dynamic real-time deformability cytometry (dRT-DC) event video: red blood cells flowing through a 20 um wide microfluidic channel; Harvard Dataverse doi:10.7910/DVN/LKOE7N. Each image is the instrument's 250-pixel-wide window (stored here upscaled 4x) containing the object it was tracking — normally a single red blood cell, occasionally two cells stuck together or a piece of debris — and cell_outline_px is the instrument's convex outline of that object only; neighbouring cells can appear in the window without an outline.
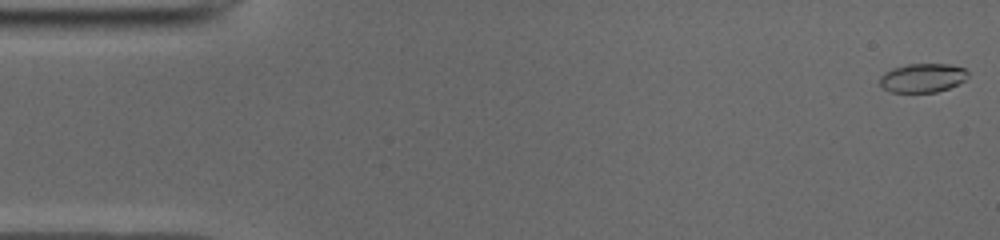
{"species": "common noctule bat (a hibernating species)", "species_latin": "Nyctalus noctula", "temperature_condition": "cold", "stored_images_in_passage": 39, "camera_frame_rate_fps": 3000, "um_per_image_px": 0.085, "animal": {"sex": "male", "body_mass_g": 19.0, "forearm_length_mm": 50.8}, "frame": {"image": 1, "passage_image": 1, "time_ms": 0.0, "image_size_px": [1000, 240], "cell_outline_px": [[968, 76], [960, 84], [936, 92], [892, 92], [884, 88], [880, 84], [880, 76], [884, 72], [892, 68], [908, 64], [948, 64], [964, 68], [968, 72]], "centroid_in_image_um": [78.42, 6.62], "position_along_channel_um": 6.6, "area_um2": 14.85}}
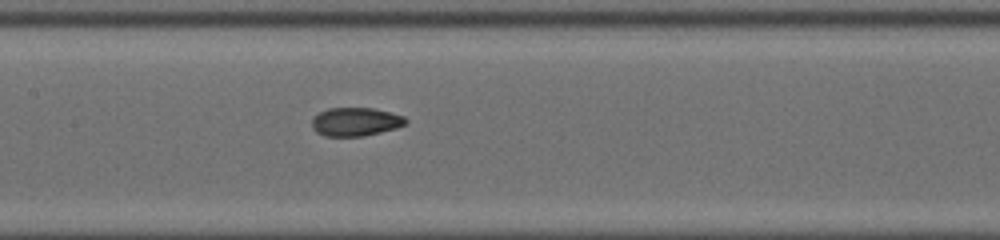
{"frame": {"image": 2, "passage_image": 24, "time_ms": 7.667, "image_size_px": [1000, 240], "cell_outline_px": [[408, 124], [396, 128], [364, 136], [324, 136], [316, 132], [312, 128], [312, 120], [320, 112], [328, 108], [372, 108], [404, 116], [408, 120]], "centroid_in_image_um": [30.24, 10.36], "position_along_channel_um": 177.2, "area_um2": 15.55}}
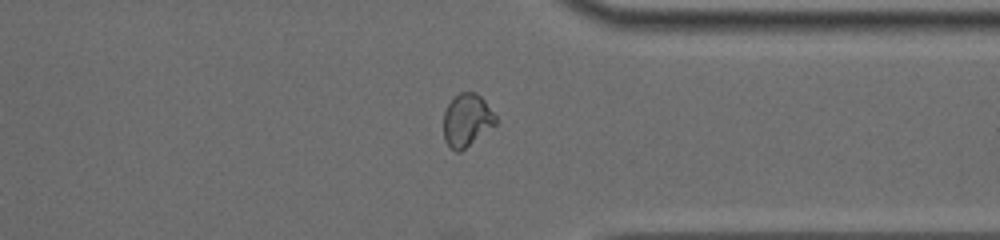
{"frame": {"image": 3, "passage_image": 39, "time_ms": 12.667, "image_size_px": [1000, 240], "cell_outline_px": [[496, 124], [460, 152], [456, 152], [444, 140], [444, 112], [448, 104], [460, 92], [476, 92], [484, 100], [496, 116]], "centroid_in_image_um": [39.68, 10.21], "position_along_channel_um": 371.7, "area_um2": 15.78}, "authors_computed_cell_mechanics": {"area_um2": 15.5482, "velocity_mm_per_s": 3.963, "shape_relaxation_time_tau1_ms": 5.6917, "shape_relaxation_time_tau2_ms": 0.6956, "deformation_change_tau1": 0.1851, "deformation_change_tau2": 0.0505}}